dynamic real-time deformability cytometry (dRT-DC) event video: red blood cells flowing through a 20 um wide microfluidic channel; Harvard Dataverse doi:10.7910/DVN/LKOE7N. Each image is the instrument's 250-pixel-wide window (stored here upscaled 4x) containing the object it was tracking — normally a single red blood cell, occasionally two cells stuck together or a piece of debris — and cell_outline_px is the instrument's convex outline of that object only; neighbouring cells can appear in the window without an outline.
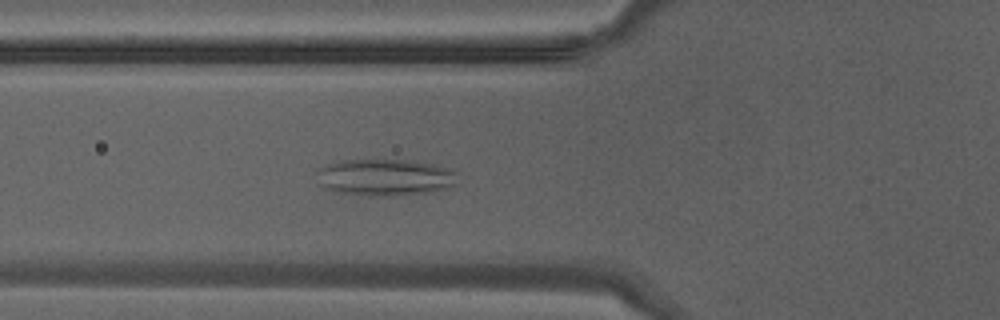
{"species": "Egyptian fruit bat (a non-hibernating species)", "species_latin": "Rousettus aegyptiacus", "temperature_condition": "warm", "stored_images_in_passage": 36, "camera_frame_rate_fps": 3000, "um_per_image_px": 0.085, "animal": {"sex": "male"}, "frame": {"image": 1, "passage_image": 10, "time_ms": 3.0, "image_size_px": [1000, 320], "cell_outline_px": [[456, 184], [448, 188], [432, 192], [388, 196], [368, 196], [336, 192], [324, 188], [316, 184], [316, 168], [340, 160], [416, 160], [440, 164], [456, 172]], "centroid_in_image_um": [32.7, 15.07], "position_along_channel_um": 93.1, "area_um2": 30.98}}
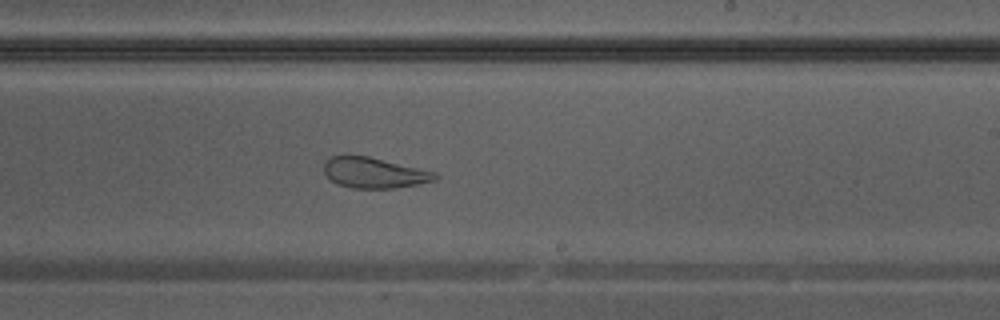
{"frame": {"image": 2, "passage_image": 20, "time_ms": 6.333, "image_size_px": [1000, 320], "cell_outline_px": [[440, 176], [436, 180], [396, 188], [352, 188], [336, 184], [324, 172], [324, 160], [328, 156], [368, 156], [436, 172]], "centroid_in_image_um": [31.8, 14.69], "position_along_channel_um": 257.2, "area_um2": 19.77}}
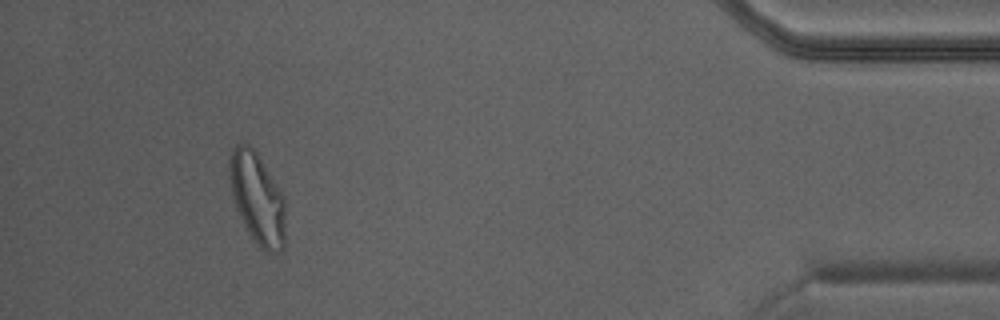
{"frame": {"image": 3, "passage_image": 33, "time_ms": 10.667, "image_size_px": [1000, 320], "cell_outline_px": [[284, 248], [280, 252], [264, 252], [260, 248], [248, 232], [236, 208], [232, 196], [228, 172], [228, 160], [232, 148], [236, 144], [248, 144], [256, 152], [284, 196]], "centroid_in_image_um": [21.84, 16.86], "position_along_channel_um": 413.4, "area_um2": 29.71}}